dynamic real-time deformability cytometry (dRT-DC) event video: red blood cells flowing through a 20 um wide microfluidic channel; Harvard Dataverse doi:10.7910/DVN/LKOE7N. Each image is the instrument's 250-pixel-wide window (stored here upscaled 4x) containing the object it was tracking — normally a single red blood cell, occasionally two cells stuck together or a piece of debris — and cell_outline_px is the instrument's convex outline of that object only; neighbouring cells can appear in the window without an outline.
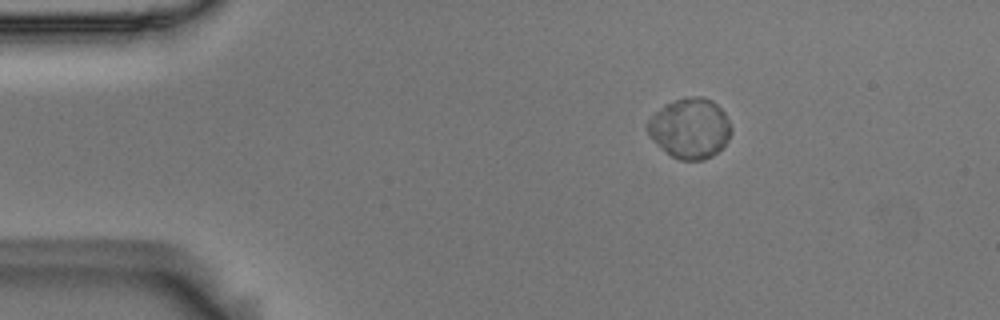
{"species": "Egyptian fruit bat (a non-hibernating species)", "species_latin": "Rousettus aegyptiacus", "temperature_condition": "room temperature", "stored_images_in_passage": 5, "camera_frame_rate_fps": 3000, "um_per_image_px": 0.085, "animal": {"sex": "male"}, "frame": {"image": 1, "passage_image": 3, "time_ms": 0.667, "image_size_px": [1000, 320], "cell_outline_px": [[732, 132], [728, 140], [712, 156], [704, 160], [680, 160], [672, 156], [656, 144], [648, 132], [648, 120], [664, 104], [676, 100], [692, 96], [700, 96], [712, 100], [724, 112], [732, 128]], "centroid_in_image_um": [58.66, 10.9], "position_along_channel_um": 26.3, "area_um2": 29.07}}